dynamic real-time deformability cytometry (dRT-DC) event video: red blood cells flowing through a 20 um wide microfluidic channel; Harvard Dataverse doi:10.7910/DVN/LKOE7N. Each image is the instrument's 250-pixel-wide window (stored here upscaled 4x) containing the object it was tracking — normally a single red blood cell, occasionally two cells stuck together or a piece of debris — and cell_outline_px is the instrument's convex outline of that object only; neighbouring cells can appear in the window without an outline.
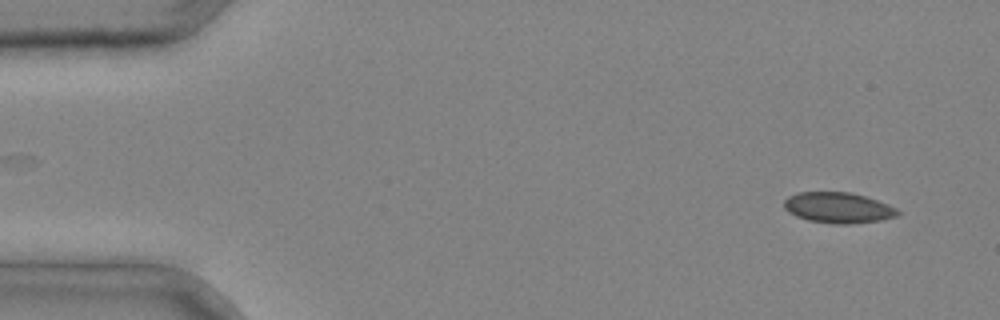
{"species": "common noctule bat (a hibernating species)", "species_latin": "Nyctalus noctula", "temperature_condition": "cold", "stored_images_in_passage": 3, "camera_frame_rate_fps": 3000, "um_per_image_px": 0.085, "animal": {"sex": "male", "body_mass_g": 20.4}, "frame": {"image": 1, "passage_image": 1, "time_ms": 0.0, "image_size_px": [1000, 320], "cell_outline_px": [[900, 212], [896, 216], [880, 220], [848, 224], [832, 224], [808, 220], [796, 216], [788, 212], [784, 208], [784, 200], [788, 196], [800, 192], [848, 192], [864, 196], [888, 204], [896, 208]], "centroid_in_image_um": [71.21, 17.66], "position_along_channel_um": 13.8, "area_um2": 20.23}}